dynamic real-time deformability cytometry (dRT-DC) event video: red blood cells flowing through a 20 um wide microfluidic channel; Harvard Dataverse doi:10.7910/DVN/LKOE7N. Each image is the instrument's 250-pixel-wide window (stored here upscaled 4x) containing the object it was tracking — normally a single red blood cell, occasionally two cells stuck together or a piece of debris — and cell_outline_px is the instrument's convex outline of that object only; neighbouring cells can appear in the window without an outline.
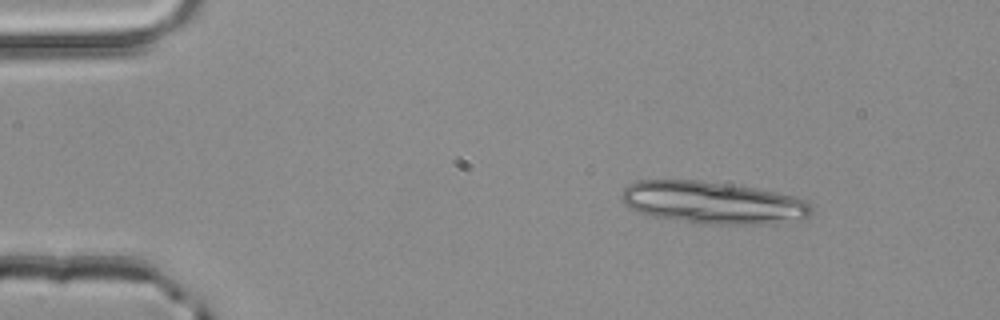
{"species": "common noctule bat (a hibernating species)", "species_latin": "Nyctalus noctula", "temperature_condition": "room temperature", "stored_images_in_passage": 27, "segment_of_instrument_passage": [1, 2], "camera_frame_rate_fps": 3000, "um_per_image_px": 0.085, "animal": {"sex": "male", "body_mass_g": 20.4}, "frame": {"image": 1, "passage_image": 1, "time_ms": 0.0, "image_size_px": [1000, 320], "cell_outline_px": [[812, 212], [808, 216], [800, 220], [780, 224], [692, 224], [656, 216], [640, 212], [624, 204], [620, 200], [624, 188], [628, 184], [640, 180], [700, 180], [752, 188], [776, 192], [808, 200], [812, 204]], "centroid_in_image_um": [60.63, 17.24], "position_along_channel_um": 24.4, "area_um2": 47.11}}